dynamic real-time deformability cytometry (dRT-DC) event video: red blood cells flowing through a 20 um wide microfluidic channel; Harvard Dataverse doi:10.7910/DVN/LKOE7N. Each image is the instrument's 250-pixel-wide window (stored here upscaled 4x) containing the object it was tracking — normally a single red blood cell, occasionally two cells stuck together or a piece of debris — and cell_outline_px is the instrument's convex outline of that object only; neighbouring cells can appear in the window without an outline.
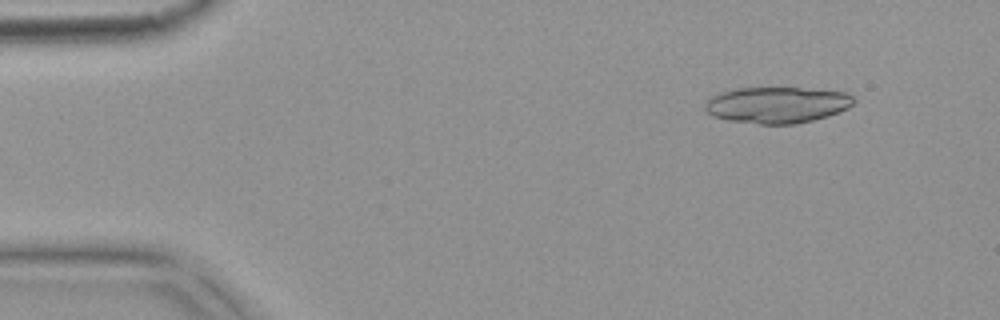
{"species": "common noctule bat (a hibernating species)", "species_latin": "Nyctalus noctula", "temperature_condition": "warm", "stored_images_in_passage": 5, "camera_frame_rate_fps": 3000, "um_per_image_px": 0.085, "animal": {"sex": "female", "body_mass_g": 18.4}, "frame": {"image": 1, "passage_image": 2, "time_ms": 0.333, "image_size_px": [1000, 320], "cell_outline_px": [[856, 100], [848, 108], [828, 116], [796, 124], [760, 124], [728, 120], [712, 116], [704, 108], [704, 104], [712, 96], [720, 92], [736, 88], [800, 88], [848, 92]], "centroid_in_image_um": [66.05, 8.92], "position_along_channel_um": 19.0, "area_um2": 31.44}}